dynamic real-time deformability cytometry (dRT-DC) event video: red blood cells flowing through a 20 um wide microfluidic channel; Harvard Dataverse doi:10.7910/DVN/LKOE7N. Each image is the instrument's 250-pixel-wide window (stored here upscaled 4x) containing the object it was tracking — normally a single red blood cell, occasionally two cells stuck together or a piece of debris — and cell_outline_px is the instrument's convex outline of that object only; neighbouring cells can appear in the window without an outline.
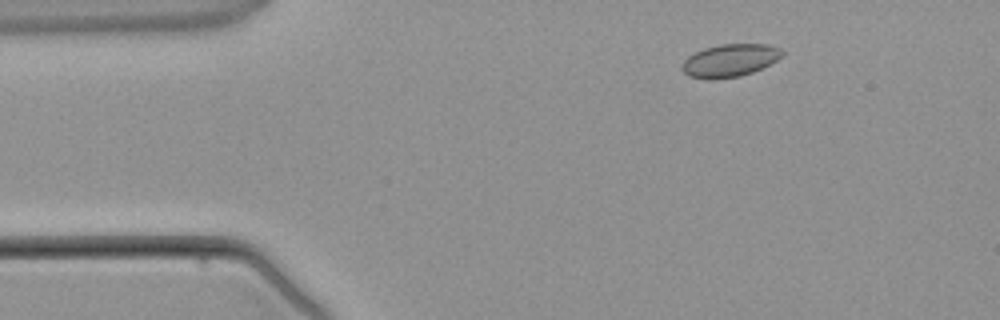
{"species": "common noctule bat (a hibernating species)", "species_latin": "Nyctalus noctula", "temperature_condition": "warm", "stored_images_in_passage": 4, "camera_frame_rate_fps": 3000, "um_per_image_px": 0.085, "animal": {"sex": "male", "body_mass_g": 21.5, "forearm_length_mm": 52.0}, "frame": {"image": 1, "passage_image": 2, "time_ms": 1.0, "image_size_px": [1000, 320], "cell_outline_px": [[784, 52], [776, 60], [752, 72], [740, 76], [712, 80], [688, 76], [680, 68], [684, 60], [688, 56], [704, 48], [720, 44], [768, 44], [780, 48]], "centroid_in_image_um": [62.0, 5.14], "position_along_channel_um": 23.0, "area_um2": 19.02}}